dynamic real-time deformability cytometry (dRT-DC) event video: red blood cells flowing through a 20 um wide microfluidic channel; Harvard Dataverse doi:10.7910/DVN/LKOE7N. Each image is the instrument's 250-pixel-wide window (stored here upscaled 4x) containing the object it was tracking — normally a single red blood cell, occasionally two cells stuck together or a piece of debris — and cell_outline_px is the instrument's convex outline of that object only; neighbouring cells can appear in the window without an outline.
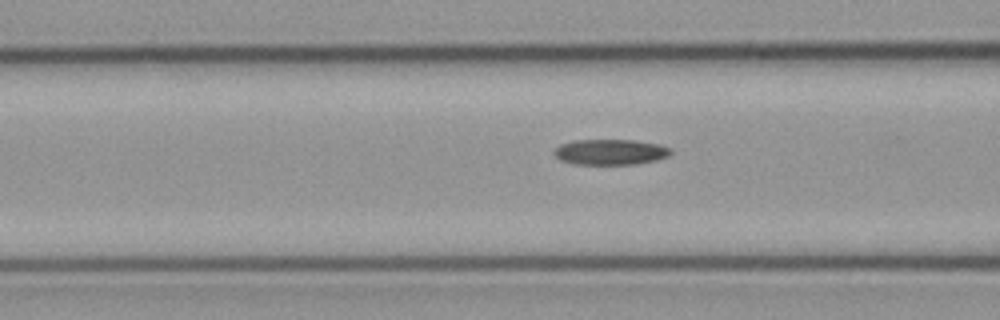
{"species": "common noctule bat (a hibernating species)", "species_latin": "Nyctalus noctula", "temperature_condition": "cold", "stored_images_in_passage": 35, "camera_frame_rate_fps": 3000, "um_per_image_px": 0.085, "animal": {"sex": "male", "body_mass_g": 23.1, "forearm_length_mm": 52.7}, "frame": {"image": 1, "passage_image": 7, "time_ms": 2.0, "image_size_px": [1000, 320], "cell_outline_px": [[672, 152], [668, 156], [656, 160], [636, 164], [572, 164], [560, 160], [552, 152], [560, 144], [572, 140], [632, 140], [660, 144], [672, 148]], "centroid_in_image_um": [51.88, 12.92], "position_along_channel_um": 114.7, "area_um2": 17.51}}
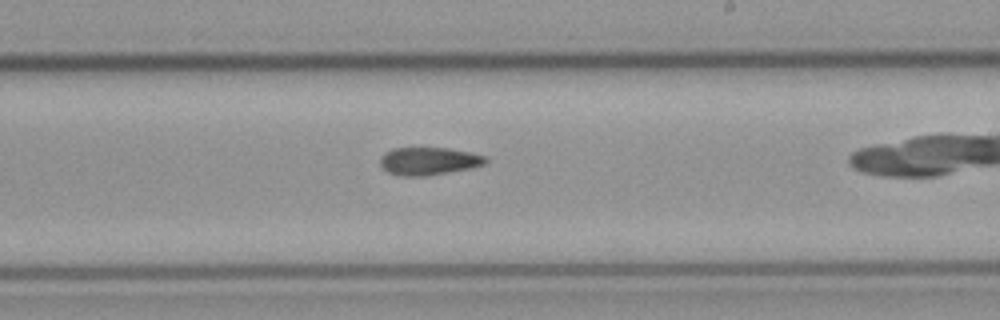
{"frame": {"image": 2, "passage_image": 18, "time_ms": 5.667, "image_size_px": [1000, 320], "cell_outline_px": [[488, 160], [484, 164], [472, 168], [428, 176], [396, 176], [388, 172], [380, 164], [380, 156], [384, 152], [392, 148], [448, 148], [488, 156]], "centroid_in_image_um": [36.43, 13.7], "position_along_channel_um": 252.6, "area_um2": 17.28}}
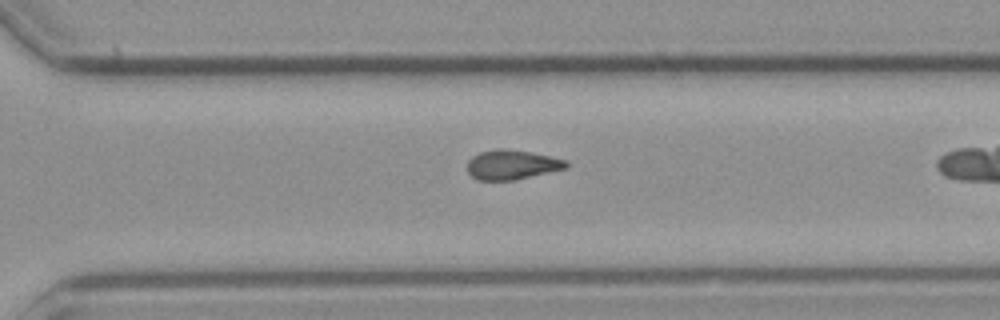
{"frame": {"image": 3, "passage_image": 24, "time_ms": 7.667, "image_size_px": [1000, 320], "cell_outline_px": [[568, 168], [512, 180], [476, 180], [468, 172], [468, 160], [472, 156], [480, 152], [496, 148], [504, 148], [528, 152], [568, 160]], "centroid_in_image_um": [43.49, 13.99], "position_along_channel_um": 327.1, "area_um2": 16.94}, "authors_computed_cell_mechanics": {"area_um2": 17.2822, "velocity_mm_per_s": 3.7412, "shape_relaxation_time_tau1_ms": 8.6341, "shape_relaxation_time_tau2_ms": 10.2812, "deformation_change_tau1": 0.1746, "deformation_change_tau2": 0.1991}}